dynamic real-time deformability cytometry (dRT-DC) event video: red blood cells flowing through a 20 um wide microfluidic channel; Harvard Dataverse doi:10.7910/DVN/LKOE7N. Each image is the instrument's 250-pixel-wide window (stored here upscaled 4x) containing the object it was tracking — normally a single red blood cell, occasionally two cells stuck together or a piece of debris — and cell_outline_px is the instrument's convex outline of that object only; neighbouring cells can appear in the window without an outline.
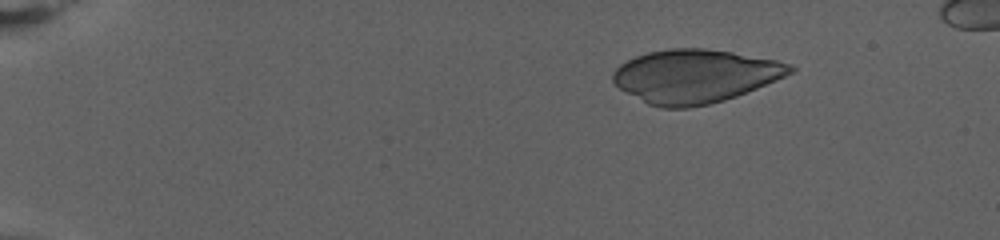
{"species": "human", "species_latin": "Homo sapiens", "temperature_condition": "warm", "stored_images_in_passage": 8, "camera_frame_rate_fps": 3000, "um_per_image_px": 0.085, "donor": {"sex": "female"}, "frame": {"image": 1, "passage_image": 1, "time_ms": 0.0, "image_size_px": [1000, 240], "cell_outline_px": [[796, 68], [792, 72], [776, 80], [736, 96], [724, 100], [708, 104], [688, 108], [664, 108], [648, 104], [620, 88], [612, 80], [612, 72], [620, 64], [636, 56], [648, 52], [672, 48], [704, 48], [732, 52], [776, 60], [792, 64]], "centroid_in_image_um": [59.07, 6.46], "position_along_channel_um": 25.9, "area_um2": 54.79}}